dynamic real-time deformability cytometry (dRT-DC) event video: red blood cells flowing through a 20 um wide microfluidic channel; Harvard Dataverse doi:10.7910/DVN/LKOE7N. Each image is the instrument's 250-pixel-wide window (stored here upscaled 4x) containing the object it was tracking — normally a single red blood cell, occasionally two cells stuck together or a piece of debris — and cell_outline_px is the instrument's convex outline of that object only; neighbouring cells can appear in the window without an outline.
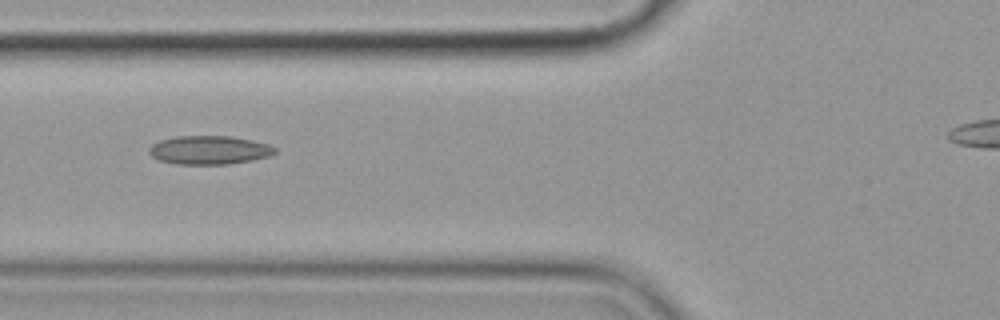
{"species": "common noctule bat (a hibernating species)", "species_latin": "Nyctalus noctula", "temperature_condition": "cold", "stored_images_in_passage": 8, "camera_frame_rate_fps": 3000, "um_per_image_px": 0.085, "animal": {"sex": "female", "body_mass_g": 19.9}, "frame": {"image": 1, "passage_image": 2, "time_ms": 1.333, "image_size_px": [1000, 320], "cell_outline_px": [[276, 152], [268, 156], [252, 160], [228, 164], [176, 164], [160, 160], [152, 156], [148, 152], [148, 148], [152, 144], [160, 140], [176, 136], [232, 136], [252, 140], [268, 144], [276, 148]], "centroid_in_image_um": [17.77, 12.75], "position_along_channel_um": 108.0, "area_um2": 20.98}}
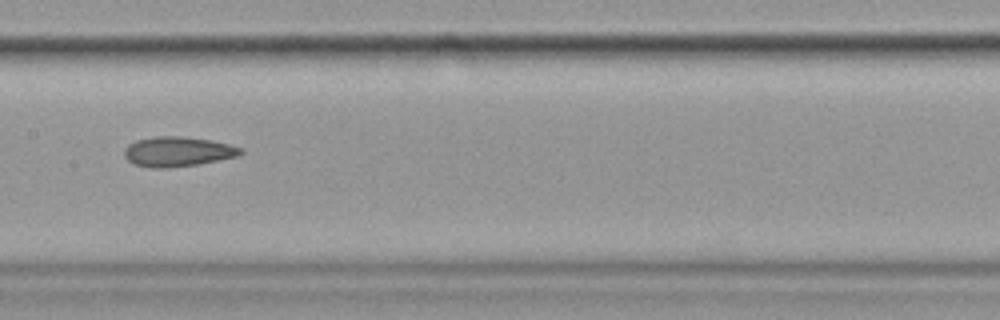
{"frame": {"image": 2, "passage_image": 4, "time_ms": 3.667, "image_size_px": [1000, 320], "cell_outline_px": [[244, 152], [240, 156], [196, 164], [168, 168], [152, 168], [132, 164], [124, 156], [124, 148], [128, 144], [136, 140], [156, 136], [180, 136], [212, 140], [228, 144], [240, 148]], "centroid_in_image_um": [15.07, 12.89], "position_along_channel_um": 192.3, "area_um2": 20.29}}
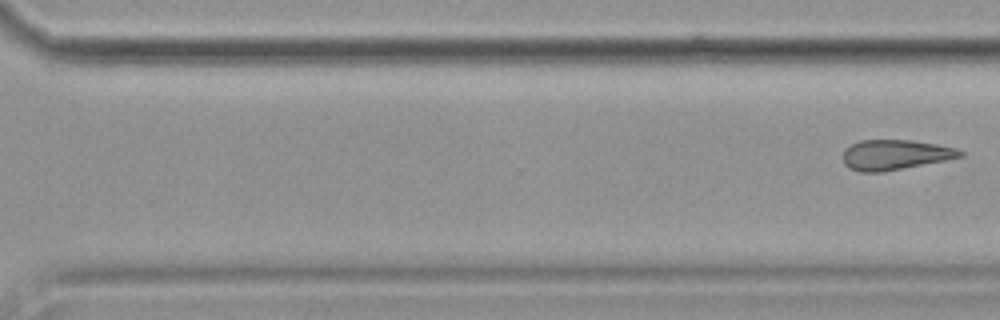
{"frame": {"image": 3, "passage_image": 8, "time_ms": 9.333, "image_size_px": [1000, 320], "cell_outline_px": [[964, 156], [944, 160], [880, 172], [860, 172], [848, 168], [844, 164], [844, 148], [860, 140], [912, 140], [936, 144], [956, 148], [964, 152]], "centroid_in_image_um": [76.06, 13.15], "position_along_channel_um": 294.5, "area_um2": 20.35}}